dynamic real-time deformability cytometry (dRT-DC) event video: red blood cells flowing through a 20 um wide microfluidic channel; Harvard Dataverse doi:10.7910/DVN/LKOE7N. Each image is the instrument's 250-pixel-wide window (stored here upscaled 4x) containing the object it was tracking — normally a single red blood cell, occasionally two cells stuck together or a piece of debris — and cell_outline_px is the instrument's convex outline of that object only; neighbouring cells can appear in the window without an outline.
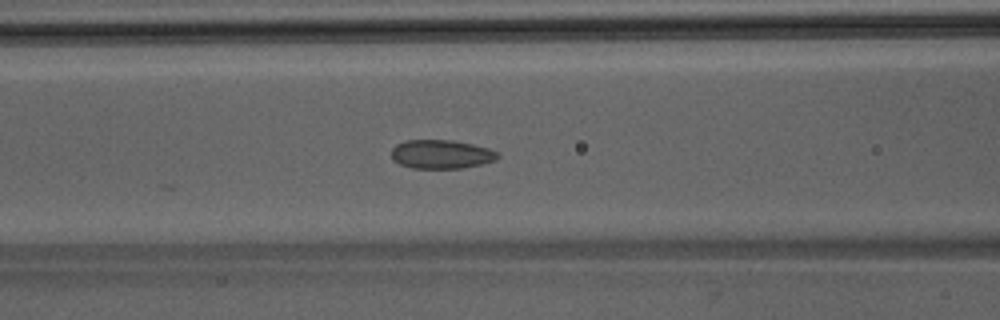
{"species": "Egyptian fruit bat (a non-hibernating species)", "species_latin": "Rousettus aegyptiacus", "temperature_condition": "room temperature", "stored_images_in_passage": 16, "camera_frame_rate_fps": 3000, "um_per_image_px": 0.085, "animal": {"sex": "male"}, "frame": {"image": 1, "passage_image": 11, "time_ms": 3.333, "image_size_px": [1000, 320], "cell_outline_px": [[500, 156], [496, 160], [464, 168], [412, 168], [400, 164], [392, 160], [392, 148], [396, 144], [404, 140], [452, 140], [472, 144], [488, 148], [496, 152]], "centroid_in_image_um": [37.48, 13.11], "position_along_channel_um": 129.1, "area_um2": 17.86}}
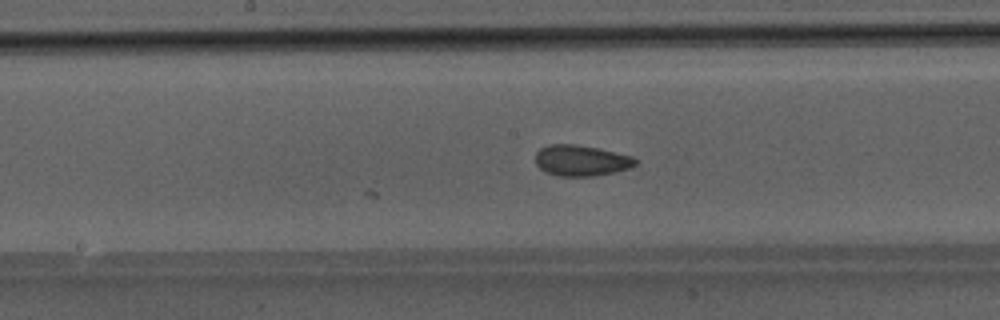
{"frame": {"image": 2, "passage_image": 16, "time_ms": 5.0, "image_size_px": [1000, 320], "cell_outline_px": [[636, 164], [632, 168], [616, 172], [592, 176], [560, 176], [544, 172], [536, 164], [536, 152], [540, 148], [548, 144], [576, 144], [596, 148], [632, 156], [636, 160]], "centroid_in_image_um": [49.39, 13.65], "position_along_channel_um": 198.8, "area_um2": 18.03}}